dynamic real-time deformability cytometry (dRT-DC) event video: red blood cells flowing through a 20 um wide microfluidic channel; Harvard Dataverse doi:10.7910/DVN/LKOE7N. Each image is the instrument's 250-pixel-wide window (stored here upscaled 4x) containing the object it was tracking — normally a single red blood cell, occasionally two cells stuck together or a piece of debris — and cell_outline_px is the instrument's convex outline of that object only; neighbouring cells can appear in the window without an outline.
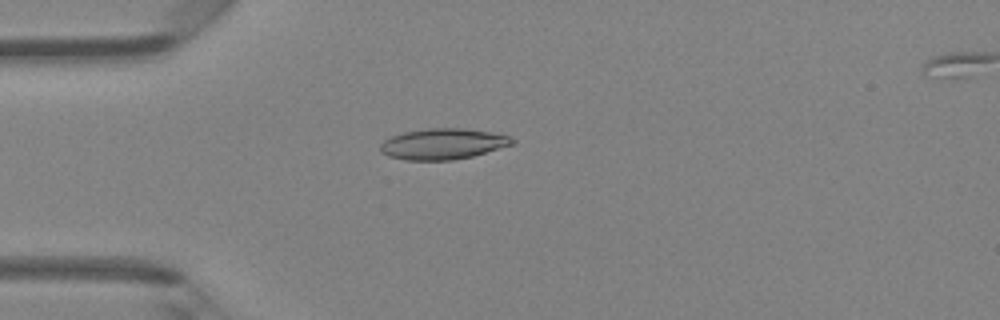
{"species": "Egyptian fruit bat (a non-hibernating species)", "species_latin": "Rousettus aegyptiacus", "temperature_condition": "room temperature", "stored_images_in_passage": 47, "camera_frame_rate_fps": 3000, "um_per_image_px": 0.085, "animal": {"sex": "female"}, "frame": {"image": 1, "passage_image": 13, "time_ms": 4.0, "image_size_px": [1000, 320], "cell_outline_px": [[516, 144], [472, 156], [452, 160], [404, 160], [388, 156], [380, 152], [380, 144], [384, 140], [392, 136], [404, 132], [424, 128], [464, 128], [492, 132], [508, 136], [516, 140]], "centroid_in_image_um": [37.66, 12.23], "position_along_channel_um": 47.3, "area_um2": 23.93}}
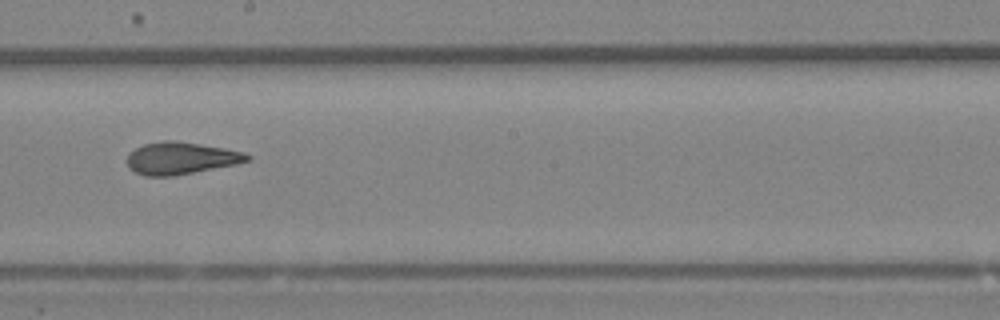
{"frame": {"image": 2, "passage_image": 27, "time_ms": 8.667, "image_size_px": [1000, 320], "cell_outline_px": [[252, 160], [236, 164], [172, 176], [144, 176], [128, 168], [128, 152], [144, 144], [164, 140], [176, 140], [224, 148], [244, 152], [252, 156]], "centroid_in_image_um": [15.38, 13.44], "position_along_channel_um": 232.8, "area_um2": 22.54}}
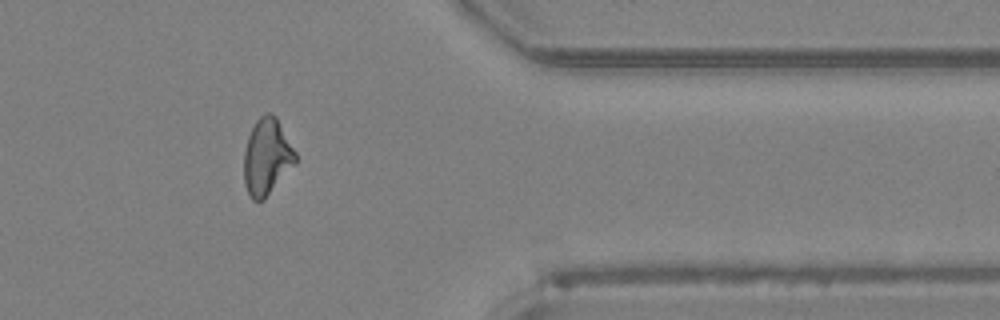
{"frame": {"image": 3, "passage_image": 39, "time_ms": 12.667, "image_size_px": [1000, 320], "cell_outline_px": [[296, 164], [264, 200], [252, 200], [244, 184], [244, 152], [248, 136], [256, 120], [260, 116], [268, 112], [272, 112], [276, 116], [296, 152]], "centroid_in_image_um": [22.69, 13.33], "position_along_channel_um": 388.7, "area_um2": 23.06}, "authors_computed_cell_mechanics": {"area_um2": 22.7154, "velocity_mm_per_s": 4.3076, "shape_relaxation_time_tau1_ms": 8.2506, "shape_relaxation_time_tau2_ms": 2.1442, "deformation_change_tau1": 0.2183, "deformation_change_tau2": 0.0916}}